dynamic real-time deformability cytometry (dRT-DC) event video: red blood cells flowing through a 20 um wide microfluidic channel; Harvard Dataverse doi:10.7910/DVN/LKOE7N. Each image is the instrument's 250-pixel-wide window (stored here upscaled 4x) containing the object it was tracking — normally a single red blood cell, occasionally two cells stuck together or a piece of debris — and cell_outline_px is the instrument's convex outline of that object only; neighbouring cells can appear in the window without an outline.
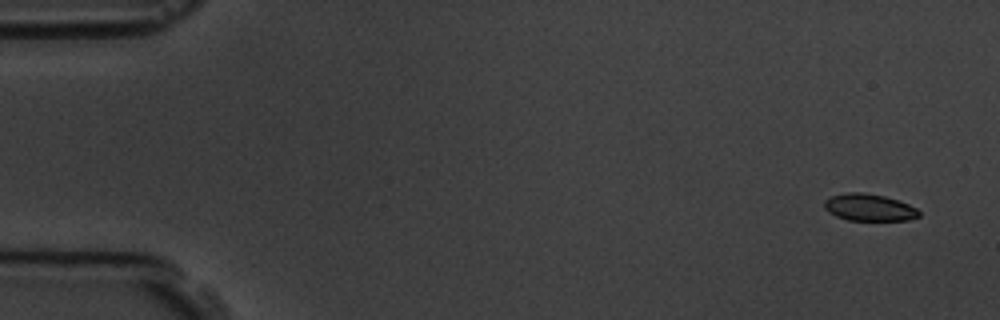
{"species": "common noctule bat (a hibernating species)", "species_latin": "Nyctalus noctula", "temperature_condition": "room temperature", "stored_images_in_passage": 5, "camera_frame_rate_fps": 3000, "um_per_image_px": 0.085, "animal": {"sex": "male", "body_mass_g": 19.5, "forearm_length_mm": 54.6}, "frame": {"image": 1, "passage_image": 1, "time_ms": 0.0, "image_size_px": [1000, 320], "cell_outline_px": [[920, 216], [908, 220], [848, 220], [836, 216], [828, 212], [824, 208], [824, 200], [832, 196], [848, 192], [864, 192], [884, 196], [908, 204], [916, 208], [920, 212]], "centroid_in_image_um": [73.86, 17.63], "position_along_channel_um": 11.1, "area_um2": 14.85}}
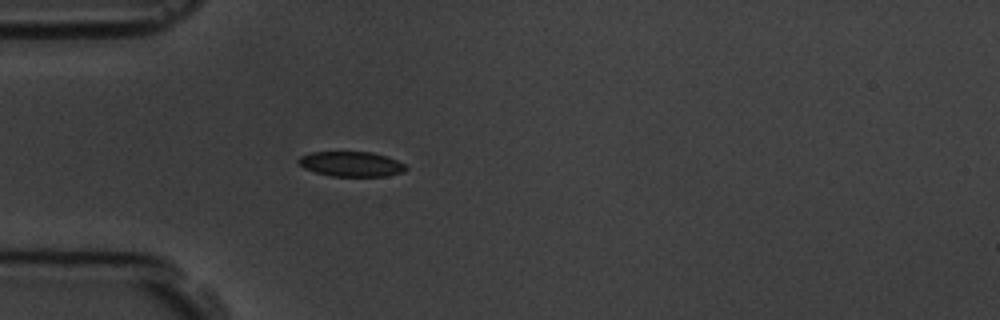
{"frame": {"image": 2, "passage_image": 5, "time_ms": 4.667, "image_size_px": [1000, 320], "cell_outline_px": [[408, 168], [404, 172], [388, 176], [332, 176], [316, 172], [304, 168], [296, 160], [300, 156], [312, 152], [372, 152], [396, 160], [404, 164]], "centroid_in_image_um": [29.86, 13.94], "position_along_channel_um": 55.1, "area_um2": 15.55}}